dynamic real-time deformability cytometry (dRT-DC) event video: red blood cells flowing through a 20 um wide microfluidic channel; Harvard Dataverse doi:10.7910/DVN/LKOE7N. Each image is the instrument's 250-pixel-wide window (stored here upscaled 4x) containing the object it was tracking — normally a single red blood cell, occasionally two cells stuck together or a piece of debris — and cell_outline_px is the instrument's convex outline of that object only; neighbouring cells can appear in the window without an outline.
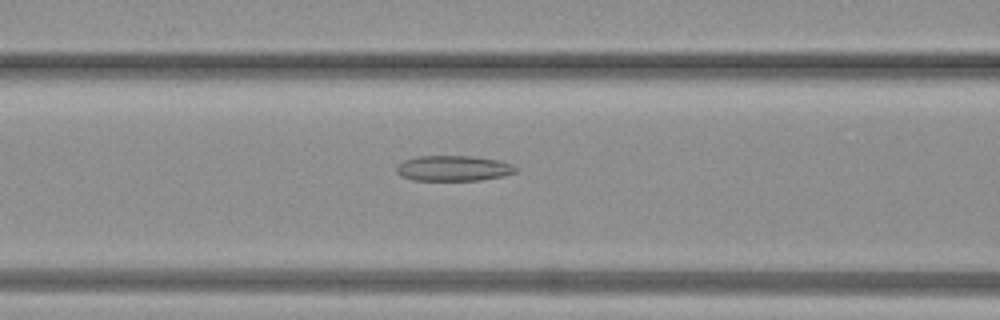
{"species": "common noctule bat (a hibernating species)", "species_latin": "Nyctalus noctula", "temperature_condition": "warm", "stored_images_in_passage": 36, "camera_frame_rate_fps": 3000, "um_per_image_px": 0.085, "animal": {"sex": "female", "body_mass_g": 19.3, "forearm_length_mm": 54.1}, "frame": {"image": 1, "passage_image": 15, "time_ms": 4.667, "image_size_px": [1000, 320], "cell_outline_px": [[516, 172], [504, 176], [480, 180], [412, 180], [400, 176], [396, 172], [396, 168], [404, 160], [416, 156], [472, 156], [500, 160], [512, 164], [516, 168]], "centroid_in_image_um": [38.54, 14.3], "position_along_channel_um": 128.1, "area_um2": 17.74}}
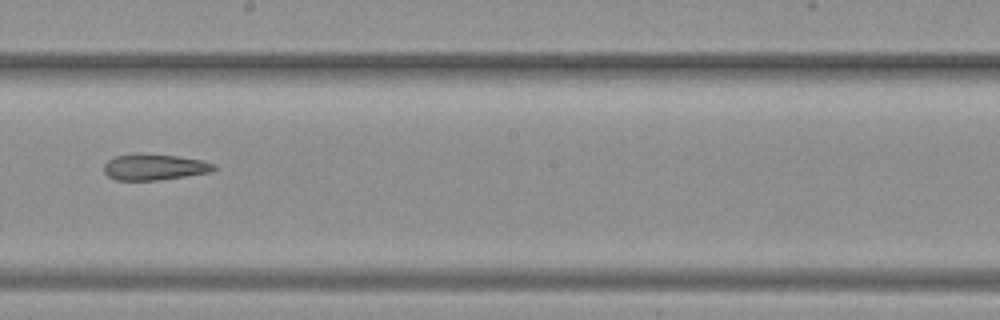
{"frame": {"image": 2, "passage_image": 21, "time_ms": 6.667, "image_size_px": [1000, 320], "cell_outline_px": [[216, 168], [208, 172], [160, 180], [116, 180], [108, 176], [104, 172], [104, 164], [108, 160], [116, 156], [132, 152], [136, 152], [176, 156], [200, 160], [216, 164]], "centroid_in_image_um": [13.06, 14.18], "position_along_channel_um": 235.1, "area_um2": 16.76}}
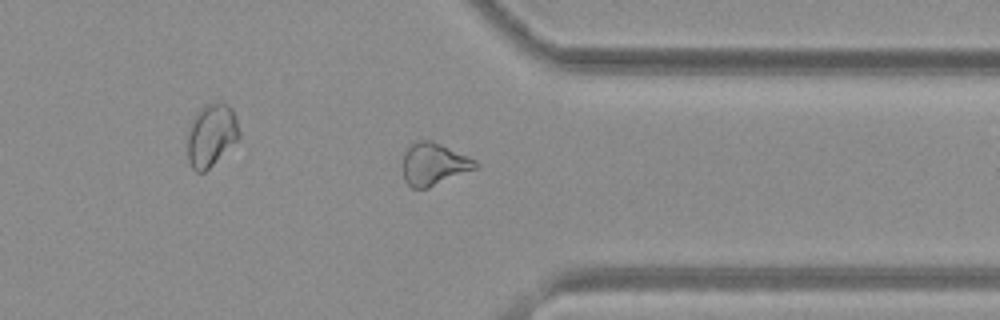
{"frame": {"image": 3, "passage_image": 29, "time_ms": 9.333, "image_size_px": [1000, 320], "cell_outline_px": [[480, 168], [428, 188], [412, 188], [404, 180], [400, 164], [404, 152], [416, 140], [432, 140], [468, 156], [476, 160], [480, 164]], "centroid_in_image_um": [36.88, 13.96], "position_along_channel_um": 374.5, "area_um2": 18.5}}